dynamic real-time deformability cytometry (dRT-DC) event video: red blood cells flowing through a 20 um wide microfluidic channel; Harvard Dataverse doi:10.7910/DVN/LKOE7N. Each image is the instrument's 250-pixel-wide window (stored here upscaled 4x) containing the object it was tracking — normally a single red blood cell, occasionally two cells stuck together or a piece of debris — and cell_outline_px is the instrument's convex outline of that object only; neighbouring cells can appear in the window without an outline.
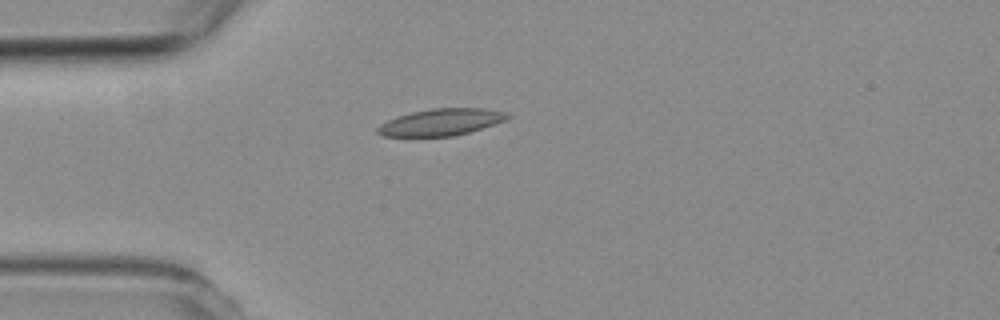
{"species": "common noctule bat (a hibernating species)", "species_latin": "Nyctalus noctula", "temperature_condition": "room temperature", "stored_images_in_passage": 1, "camera_frame_rate_fps": 3000, "um_per_image_px": 0.085, "animal": {"sex": "female", "body_mass_g": 19.3, "forearm_length_mm": 54.1}, "frame": {"image": 1, "passage_image": 1, "time_ms": 0.0, "image_size_px": [1000, 320], "cell_outline_px": [[512, 116], [504, 120], [468, 132], [452, 136], [412, 140], [384, 136], [376, 132], [376, 128], [380, 124], [388, 120], [412, 112], [432, 108], [484, 108], [504, 112]], "centroid_in_image_um": [37.36, 10.44], "position_along_channel_um": 47.6, "area_um2": 20.87}}